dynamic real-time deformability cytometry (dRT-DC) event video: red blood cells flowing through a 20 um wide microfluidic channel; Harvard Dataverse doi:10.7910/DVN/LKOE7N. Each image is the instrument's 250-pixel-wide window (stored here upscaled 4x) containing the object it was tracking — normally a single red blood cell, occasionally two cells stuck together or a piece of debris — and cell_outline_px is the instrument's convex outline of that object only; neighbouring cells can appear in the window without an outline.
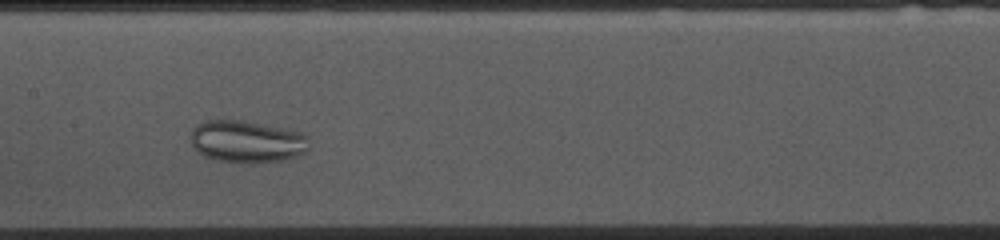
{"species": "common noctule bat (a hibernating species)", "species_latin": "Nyctalus noctula", "temperature_condition": "cold", "stored_images_in_passage": 36, "camera_frame_rate_fps": 3000, "um_per_image_px": 0.085, "animal": {"sex": "female", "body_mass_g": 10.0, "forearm_length_mm": 53.1}, "frame": {"image": 1, "passage_image": 18, "time_ms": 5.667, "image_size_px": [1000, 240], "cell_outline_px": [[308, 148], [304, 156], [284, 160], [248, 164], [216, 160], [204, 156], [192, 144], [188, 136], [192, 128], [204, 120], [240, 120], [304, 132], [308, 136]], "centroid_in_image_um": [21.01, 12.05], "position_along_channel_um": 186.4, "area_um2": 29.65}}
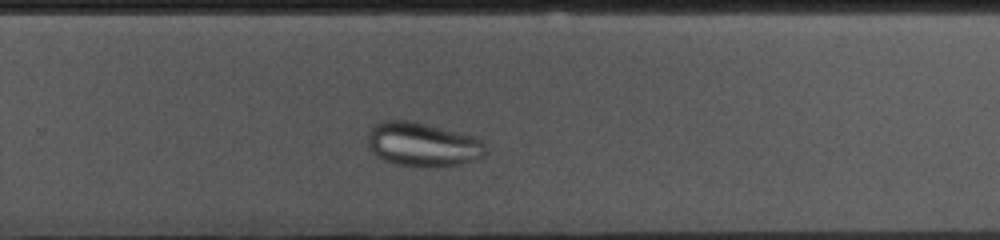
{"frame": {"image": 2, "passage_image": 27, "time_ms": 8.667, "image_size_px": [1000, 240], "cell_outline_px": [[484, 156], [476, 160], [460, 164], [432, 168], [420, 168], [396, 164], [384, 160], [376, 156], [368, 148], [368, 132], [376, 124], [384, 120], [408, 120], [472, 136], [480, 140], [484, 144]], "centroid_in_image_um": [35.88, 12.31], "position_along_channel_um": 293.9, "area_um2": 30.23}}
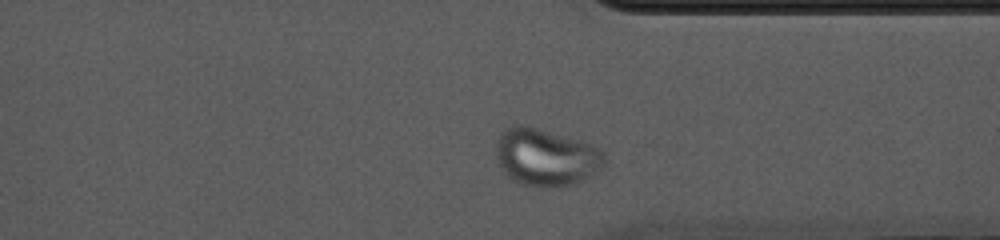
{"frame": {"image": 3, "passage_image": 33, "time_ms": 10.667, "image_size_px": [1000, 240], "cell_outline_px": [[604, 168], [584, 180], [572, 184], [548, 188], [536, 188], [520, 184], [508, 176], [500, 164], [496, 156], [496, 140], [500, 132], [504, 128], [512, 124], [524, 124], [592, 144], [600, 148], [604, 152]], "centroid_in_image_um": [46.4, 13.36], "position_along_channel_um": 365.0, "area_um2": 36.7}}